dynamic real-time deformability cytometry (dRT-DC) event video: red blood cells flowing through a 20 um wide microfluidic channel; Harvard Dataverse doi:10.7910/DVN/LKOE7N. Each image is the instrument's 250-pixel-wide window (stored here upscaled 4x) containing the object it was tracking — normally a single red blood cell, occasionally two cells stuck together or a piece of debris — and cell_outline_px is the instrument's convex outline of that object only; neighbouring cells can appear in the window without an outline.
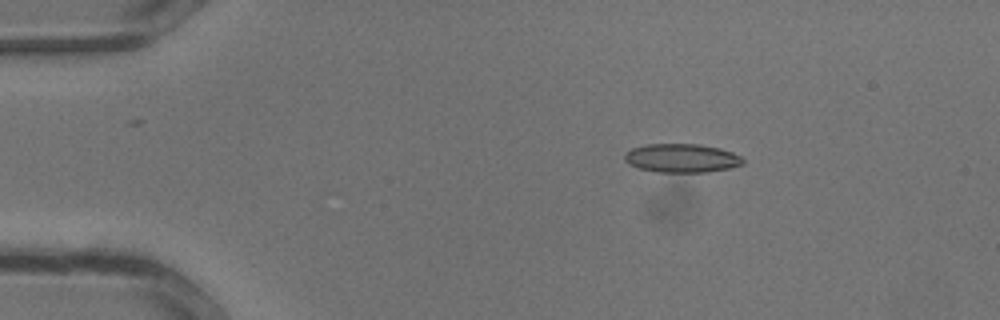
{"species": "common noctule bat (a hibernating species)", "species_latin": "Nyctalus noctula", "temperature_condition": "warm", "stored_images_in_passage": 29, "camera_frame_rate_fps": 3000, "um_per_image_px": 0.085, "animal": {"sex": "male", "body_mass_g": 13.3}, "frame": {"image": 1, "passage_image": 2, "time_ms": 0.333, "image_size_px": [1000, 320], "cell_outline_px": [[744, 164], [728, 168], [708, 172], [656, 172], [640, 168], [628, 164], [624, 160], [624, 152], [632, 148], [648, 144], [700, 144], [720, 148], [732, 152], [740, 156], [744, 160]], "centroid_in_image_um": [57.93, 13.44], "position_along_channel_um": 27.1, "area_um2": 19.88}}
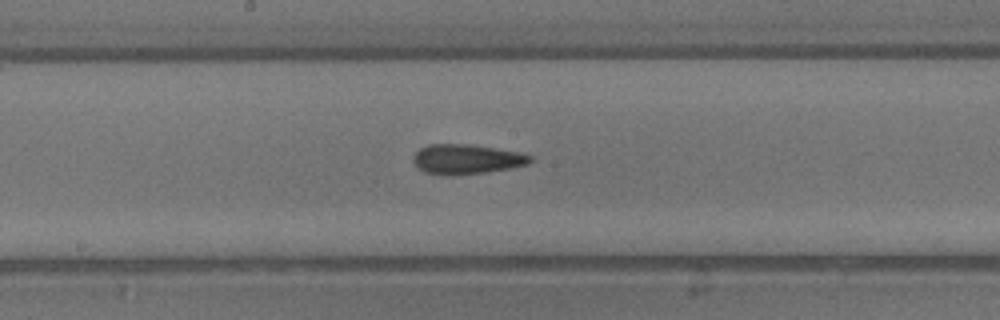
{"frame": {"image": 2, "passage_image": 14, "time_ms": 4.333, "image_size_px": [1000, 320], "cell_outline_px": [[532, 160], [528, 164], [512, 168], [488, 172], [448, 176], [444, 176], [424, 172], [412, 160], [416, 152], [420, 148], [428, 144], [468, 144], [520, 152], [532, 156]], "centroid_in_image_um": [39.66, 13.54], "position_along_channel_um": 208.5, "area_um2": 20.4}}
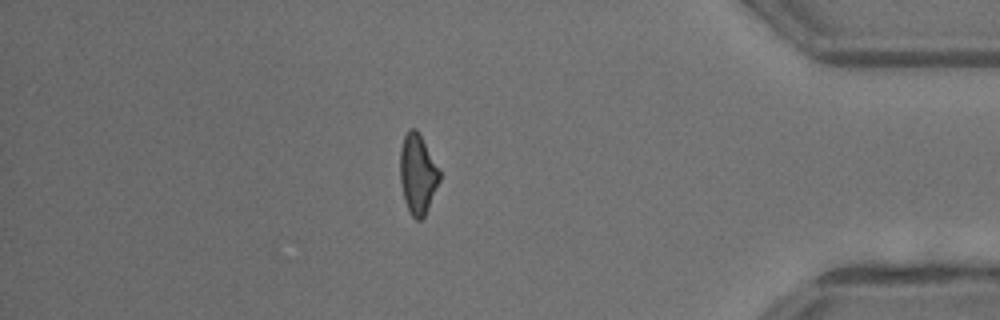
{"frame": {"image": 3, "passage_image": 25, "time_ms": 8.0, "image_size_px": [1000, 320], "cell_outline_px": [[440, 180], [428, 208], [424, 216], [420, 220], [416, 220], [412, 216], [404, 200], [400, 184], [400, 148], [404, 136], [408, 128], [416, 128], [440, 172]], "centroid_in_image_um": [35.47, 14.8], "position_along_channel_um": 399.7, "area_um2": 18.15}}